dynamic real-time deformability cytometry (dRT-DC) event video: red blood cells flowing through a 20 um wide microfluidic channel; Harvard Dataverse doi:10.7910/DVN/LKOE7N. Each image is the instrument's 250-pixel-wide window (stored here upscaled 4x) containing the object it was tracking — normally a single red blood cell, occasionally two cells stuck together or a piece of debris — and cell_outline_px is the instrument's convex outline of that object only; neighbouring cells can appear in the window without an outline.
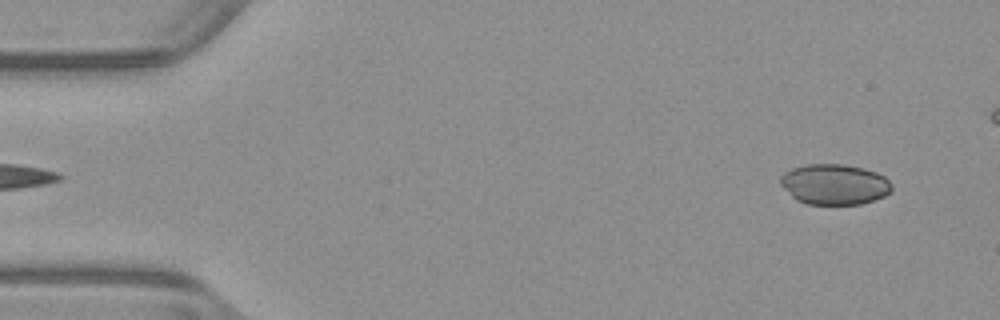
{"species": "common noctule bat (a hibernating species)", "species_latin": "Nyctalus noctula", "temperature_condition": "warm", "stored_images_in_passage": 47, "camera_frame_rate_fps": 3000, "um_per_image_px": 0.085, "animal": {"sex": "male", "body_mass_g": 23.1, "forearm_length_mm": 52.7}, "frame": {"image": 1, "passage_image": 3, "time_ms": 0.667, "image_size_px": [1000, 320], "cell_outline_px": [[892, 192], [884, 196], [860, 204], [808, 204], [796, 200], [780, 184], [780, 176], [784, 172], [792, 168], [808, 164], [844, 164], [864, 168], [876, 172], [884, 176], [892, 184]], "centroid_in_image_um": [70.93, 15.66], "position_along_channel_um": 14.1, "area_um2": 26.36}}
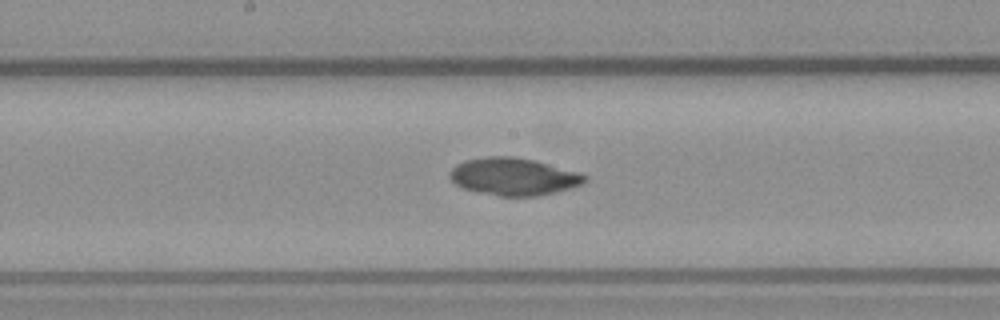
{"frame": {"image": 2, "passage_image": 26, "time_ms": 8.333, "image_size_px": [1000, 320], "cell_outline_px": [[588, 180], [580, 184], [556, 192], [540, 196], [500, 196], [480, 192], [464, 188], [456, 184], [448, 176], [448, 172], [456, 164], [464, 160], [484, 156], [516, 156], [580, 172], [588, 176]], "centroid_in_image_um": [43.64, 15.0], "position_along_channel_um": 204.6, "area_um2": 29.48}}
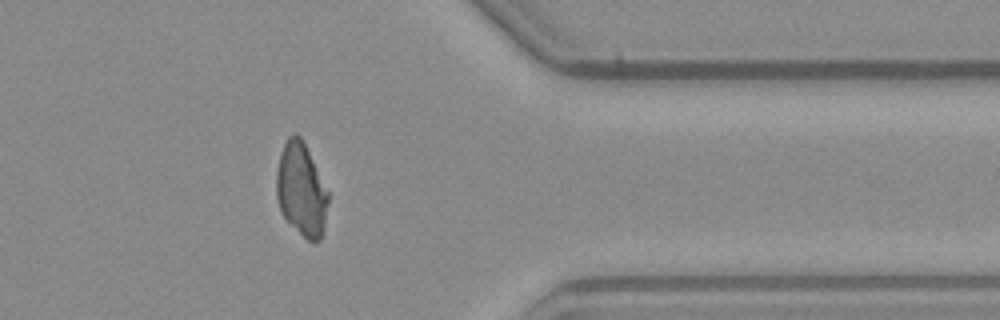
{"frame": {"image": 3, "passage_image": 41, "time_ms": 13.333, "image_size_px": [1000, 320], "cell_outline_px": [[328, 200], [324, 228], [320, 240], [308, 240], [284, 216], [280, 208], [276, 196], [276, 172], [280, 156], [284, 144], [288, 136], [292, 132], [296, 132], [300, 136], [328, 192]], "centroid_in_image_um": [25.59, 16.09], "position_along_channel_um": 385.8, "area_um2": 27.4}, "authors_computed_cell_mechanics": {"area_um2": 28.7844, "velocity_mm_per_s": 3.9631, "shape_relaxation_time_tau1_ms": null, "shape_relaxation_time_tau2_ms": 4.86, "deformation_change_tau1": null, "deformation_change_tau2": 0.0587}}